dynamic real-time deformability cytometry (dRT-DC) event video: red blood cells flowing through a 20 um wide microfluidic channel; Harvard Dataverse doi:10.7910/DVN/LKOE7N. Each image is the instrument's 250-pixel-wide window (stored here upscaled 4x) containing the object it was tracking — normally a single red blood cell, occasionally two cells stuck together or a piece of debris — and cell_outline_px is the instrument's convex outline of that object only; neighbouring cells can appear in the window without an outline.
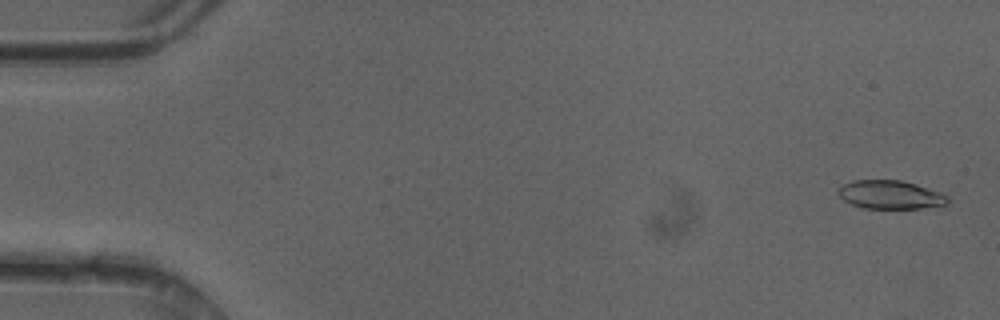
{"species": "common noctule bat (a hibernating species)", "species_latin": "Nyctalus noctula", "temperature_condition": "cold", "stored_images_in_passage": 50, "camera_frame_rate_fps": 3000, "um_per_image_px": 0.085, "animal": {"sex": "female"}, "frame": {"image": 1, "passage_image": 2, "time_ms": 0.333, "image_size_px": [1000, 320], "cell_outline_px": [[948, 204], [920, 208], [864, 208], [852, 204], [844, 200], [836, 192], [844, 184], [852, 180], [900, 180], [916, 184], [948, 196]], "centroid_in_image_um": [75.65, 16.55], "position_along_channel_um": 9.3, "area_um2": 17.92}}
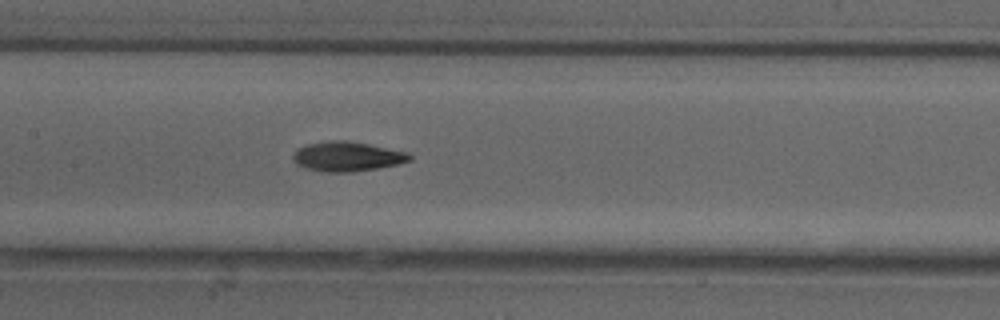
{"frame": {"image": 2, "passage_image": 24, "time_ms": 7.667, "image_size_px": [1000, 320], "cell_outline_px": [[412, 160], [396, 164], [376, 168], [352, 172], [324, 172], [304, 168], [296, 164], [292, 160], [292, 156], [300, 148], [308, 144], [328, 140], [348, 140], [408, 152], [412, 156]], "centroid_in_image_um": [29.5, 13.3], "position_along_channel_um": 177.9, "area_um2": 20.11}}
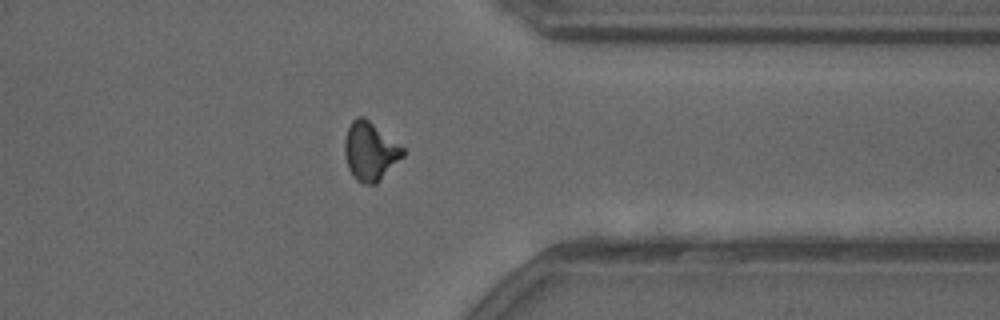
{"frame": {"image": 3, "passage_image": 39, "time_ms": 12.667, "image_size_px": [1000, 320], "cell_outline_px": [[404, 156], [376, 184], [364, 184], [356, 180], [352, 176], [348, 168], [344, 152], [344, 140], [348, 128], [352, 120], [356, 116], [364, 116], [404, 148]], "centroid_in_image_um": [31.44, 12.86], "position_along_channel_um": 380.0, "area_um2": 19.88}, "authors_computed_cell_mechanics": {"area_um2": 19.074, "velocity_mm_per_s": 4.1992, "shape_relaxation_time_tau1_ms": 4.0056, "shape_relaxation_time_tau2_ms": 3.4072, "deformation_change_tau1": 0.1638, "deformation_change_tau2": 0.1065}}